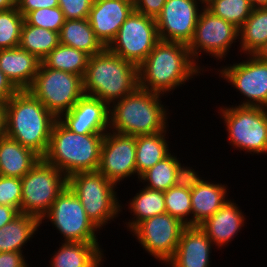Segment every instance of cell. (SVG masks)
Listing matches in <instances>:
<instances>
[{
  "label": "cell",
  "instance_id": "d6986e66",
  "mask_svg": "<svg viewBox=\"0 0 267 267\" xmlns=\"http://www.w3.org/2000/svg\"><path fill=\"white\" fill-rule=\"evenodd\" d=\"M213 243L200 226H186L169 267H210Z\"/></svg>",
  "mask_w": 267,
  "mask_h": 267
},
{
  "label": "cell",
  "instance_id": "2e32d148",
  "mask_svg": "<svg viewBox=\"0 0 267 267\" xmlns=\"http://www.w3.org/2000/svg\"><path fill=\"white\" fill-rule=\"evenodd\" d=\"M136 136L124 135L109 130L103 139L98 172L118 185L136 171Z\"/></svg>",
  "mask_w": 267,
  "mask_h": 267
},
{
  "label": "cell",
  "instance_id": "f1b7e54d",
  "mask_svg": "<svg viewBox=\"0 0 267 267\" xmlns=\"http://www.w3.org/2000/svg\"><path fill=\"white\" fill-rule=\"evenodd\" d=\"M239 51L254 55L267 41V7H257L239 28Z\"/></svg>",
  "mask_w": 267,
  "mask_h": 267
},
{
  "label": "cell",
  "instance_id": "7a4b0ae2",
  "mask_svg": "<svg viewBox=\"0 0 267 267\" xmlns=\"http://www.w3.org/2000/svg\"><path fill=\"white\" fill-rule=\"evenodd\" d=\"M57 118L28 90H19L6 102V136L43 158Z\"/></svg>",
  "mask_w": 267,
  "mask_h": 267
},
{
  "label": "cell",
  "instance_id": "8fae6325",
  "mask_svg": "<svg viewBox=\"0 0 267 267\" xmlns=\"http://www.w3.org/2000/svg\"><path fill=\"white\" fill-rule=\"evenodd\" d=\"M237 39H239L238 28L226 20L214 16L204 7L199 15L193 38L187 46L193 61L197 65L199 64L203 71H207L206 66L202 67L198 63L203 52L216 58L217 61L224 60L225 62L224 58L228 56L233 43L238 42Z\"/></svg>",
  "mask_w": 267,
  "mask_h": 267
},
{
  "label": "cell",
  "instance_id": "7c38bea8",
  "mask_svg": "<svg viewBox=\"0 0 267 267\" xmlns=\"http://www.w3.org/2000/svg\"><path fill=\"white\" fill-rule=\"evenodd\" d=\"M158 41L155 18L133 11L106 48L124 60L139 66Z\"/></svg>",
  "mask_w": 267,
  "mask_h": 267
},
{
  "label": "cell",
  "instance_id": "1f68e13d",
  "mask_svg": "<svg viewBox=\"0 0 267 267\" xmlns=\"http://www.w3.org/2000/svg\"><path fill=\"white\" fill-rule=\"evenodd\" d=\"M180 158L175 156V153H170L163 160L156 163L153 167L145 171L139 178L145 187L158 190L167 191L174 186L176 168L180 162ZM146 184V185H145Z\"/></svg>",
  "mask_w": 267,
  "mask_h": 267
},
{
  "label": "cell",
  "instance_id": "8992f818",
  "mask_svg": "<svg viewBox=\"0 0 267 267\" xmlns=\"http://www.w3.org/2000/svg\"><path fill=\"white\" fill-rule=\"evenodd\" d=\"M67 186L80 199L86 215L100 230L123 211L122 201L115 191L117 185L98 171L75 173L67 178Z\"/></svg>",
  "mask_w": 267,
  "mask_h": 267
},
{
  "label": "cell",
  "instance_id": "30bf717a",
  "mask_svg": "<svg viewBox=\"0 0 267 267\" xmlns=\"http://www.w3.org/2000/svg\"><path fill=\"white\" fill-rule=\"evenodd\" d=\"M46 219V220H45ZM50 221L64 238L62 242H98L100 229L86 215L80 199L66 186L53 202L41 224Z\"/></svg>",
  "mask_w": 267,
  "mask_h": 267
},
{
  "label": "cell",
  "instance_id": "7402d4cb",
  "mask_svg": "<svg viewBox=\"0 0 267 267\" xmlns=\"http://www.w3.org/2000/svg\"><path fill=\"white\" fill-rule=\"evenodd\" d=\"M51 255L49 267H101L104 249L99 242H61Z\"/></svg>",
  "mask_w": 267,
  "mask_h": 267
},
{
  "label": "cell",
  "instance_id": "bcb514c9",
  "mask_svg": "<svg viewBox=\"0 0 267 267\" xmlns=\"http://www.w3.org/2000/svg\"><path fill=\"white\" fill-rule=\"evenodd\" d=\"M254 56L267 63V41L259 48Z\"/></svg>",
  "mask_w": 267,
  "mask_h": 267
},
{
  "label": "cell",
  "instance_id": "5bb4252c",
  "mask_svg": "<svg viewBox=\"0 0 267 267\" xmlns=\"http://www.w3.org/2000/svg\"><path fill=\"white\" fill-rule=\"evenodd\" d=\"M238 63L221 66L217 74L244 96L239 106L267 108V63L254 55Z\"/></svg>",
  "mask_w": 267,
  "mask_h": 267
},
{
  "label": "cell",
  "instance_id": "ffe728a7",
  "mask_svg": "<svg viewBox=\"0 0 267 267\" xmlns=\"http://www.w3.org/2000/svg\"><path fill=\"white\" fill-rule=\"evenodd\" d=\"M233 199H229L218 211L200 224L213 245L222 250L236 238L246 223V215Z\"/></svg>",
  "mask_w": 267,
  "mask_h": 267
},
{
  "label": "cell",
  "instance_id": "7bdbcfd3",
  "mask_svg": "<svg viewBox=\"0 0 267 267\" xmlns=\"http://www.w3.org/2000/svg\"><path fill=\"white\" fill-rule=\"evenodd\" d=\"M19 90L6 77L4 72L0 69V102L6 103Z\"/></svg>",
  "mask_w": 267,
  "mask_h": 267
},
{
  "label": "cell",
  "instance_id": "5b68a950",
  "mask_svg": "<svg viewBox=\"0 0 267 267\" xmlns=\"http://www.w3.org/2000/svg\"><path fill=\"white\" fill-rule=\"evenodd\" d=\"M105 134H78L55 121L43 159L66 177L78 172L97 171Z\"/></svg>",
  "mask_w": 267,
  "mask_h": 267
},
{
  "label": "cell",
  "instance_id": "74e56055",
  "mask_svg": "<svg viewBox=\"0 0 267 267\" xmlns=\"http://www.w3.org/2000/svg\"><path fill=\"white\" fill-rule=\"evenodd\" d=\"M94 0H58L66 20L88 18Z\"/></svg>",
  "mask_w": 267,
  "mask_h": 267
},
{
  "label": "cell",
  "instance_id": "7dc6e473",
  "mask_svg": "<svg viewBox=\"0 0 267 267\" xmlns=\"http://www.w3.org/2000/svg\"><path fill=\"white\" fill-rule=\"evenodd\" d=\"M16 7L14 0H0V11L8 10Z\"/></svg>",
  "mask_w": 267,
  "mask_h": 267
},
{
  "label": "cell",
  "instance_id": "f35d334b",
  "mask_svg": "<svg viewBox=\"0 0 267 267\" xmlns=\"http://www.w3.org/2000/svg\"><path fill=\"white\" fill-rule=\"evenodd\" d=\"M198 170L195 171L190 165L179 162L176 168L175 183L174 186L178 188L193 190L204 178L198 174ZM200 175V176H199Z\"/></svg>",
  "mask_w": 267,
  "mask_h": 267
},
{
  "label": "cell",
  "instance_id": "277c9868",
  "mask_svg": "<svg viewBox=\"0 0 267 267\" xmlns=\"http://www.w3.org/2000/svg\"><path fill=\"white\" fill-rule=\"evenodd\" d=\"M139 87L138 66L107 48L90 56L83 77L84 94L109 106Z\"/></svg>",
  "mask_w": 267,
  "mask_h": 267
},
{
  "label": "cell",
  "instance_id": "60d3db41",
  "mask_svg": "<svg viewBox=\"0 0 267 267\" xmlns=\"http://www.w3.org/2000/svg\"><path fill=\"white\" fill-rule=\"evenodd\" d=\"M59 6L58 0H18L16 7L25 17L29 12L44 8H53Z\"/></svg>",
  "mask_w": 267,
  "mask_h": 267
},
{
  "label": "cell",
  "instance_id": "cb8c5ba5",
  "mask_svg": "<svg viewBox=\"0 0 267 267\" xmlns=\"http://www.w3.org/2000/svg\"><path fill=\"white\" fill-rule=\"evenodd\" d=\"M41 159L33 150L7 136L0 138V175L22 178Z\"/></svg>",
  "mask_w": 267,
  "mask_h": 267
},
{
  "label": "cell",
  "instance_id": "52a82bcc",
  "mask_svg": "<svg viewBox=\"0 0 267 267\" xmlns=\"http://www.w3.org/2000/svg\"><path fill=\"white\" fill-rule=\"evenodd\" d=\"M219 109L226 127L228 145L252 156L267 154V108L236 104L220 106Z\"/></svg>",
  "mask_w": 267,
  "mask_h": 267
},
{
  "label": "cell",
  "instance_id": "c3c4849f",
  "mask_svg": "<svg viewBox=\"0 0 267 267\" xmlns=\"http://www.w3.org/2000/svg\"><path fill=\"white\" fill-rule=\"evenodd\" d=\"M254 8L257 7H267V0H250Z\"/></svg>",
  "mask_w": 267,
  "mask_h": 267
},
{
  "label": "cell",
  "instance_id": "b9f144b4",
  "mask_svg": "<svg viewBox=\"0 0 267 267\" xmlns=\"http://www.w3.org/2000/svg\"><path fill=\"white\" fill-rule=\"evenodd\" d=\"M25 257L22 253L2 252L0 253V267H31Z\"/></svg>",
  "mask_w": 267,
  "mask_h": 267
},
{
  "label": "cell",
  "instance_id": "d4e9b609",
  "mask_svg": "<svg viewBox=\"0 0 267 267\" xmlns=\"http://www.w3.org/2000/svg\"><path fill=\"white\" fill-rule=\"evenodd\" d=\"M41 221L35 216L19 213L9 223L0 228V253H24L23 248L35 237Z\"/></svg>",
  "mask_w": 267,
  "mask_h": 267
},
{
  "label": "cell",
  "instance_id": "83f0119b",
  "mask_svg": "<svg viewBox=\"0 0 267 267\" xmlns=\"http://www.w3.org/2000/svg\"><path fill=\"white\" fill-rule=\"evenodd\" d=\"M139 189L133 198L129 200L128 209L134 216L125 222L128 231H131L143 220L166 213L164 192L147 188Z\"/></svg>",
  "mask_w": 267,
  "mask_h": 267
},
{
  "label": "cell",
  "instance_id": "4dcf8cb0",
  "mask_svg": "<svg viewBox=\"0 0 267 267\" xmlns=\"http://www.w3.org/2000/svg\"><path fill=\"white\" fill-rule=\"evenodd\" d=\"M89 58L86 52L59 43L41 62L48 68L84 77Z\"/></svg>",
  "mask_w": 267,
  "mask_h": 267
},
{
  "label": "cell",
  "instance_id": "f6af8a7d",
  "mask_svg": "<svg viewBox=\"0 0 267 267\" xmlns=\"http://www.w3.org/2000/svg\"><path fill=\"white\" fill-rule=\"evenodd\" d=\"M6 136V103L0 102V138Z\"/></svg>",
  "mask_w": 267,
  "mask_h": 267
},
{
  "label": "cell",
  "instance_id": "484cf974",
  "mask_svg": "<svg viewBox=\"0 0 267 267\" xmlns=\"http://www.w3.org/2000/svg\"><path fill=\"white\" fill-rule=\"evenodd\" d=\"M59 43L82 50L90 56L106 48L96 37L87 18L65 20L59 32Z\"/></svg>",
  "mask_w": 267,
  "mask_h": 267
},
{
  "label": "cell",
  "instance_id": "603a6c76",
  "mask_svg": "<svg viewBox=\"0 0 267 267\" xmlns=\"http://www.w3.org/2000/svg\"><path fill=\"white\" fill-rule=\"evenodd\" d=\"M227 186L204 178L191 190L192 226L202 224L230 199Z\"/></svg>",
  "mask_w": 267,
  "mask_h": 267
},
{
  "label": "cell",
  "instance_id": "ee69618b",
  "mask_svg": "<svg viewBox=\"0 0 267 267\" xmlns=\"http://www.w3.org/2000/svg\"><path fill=\"white\" fill-rule=\"evenodd\" d=\"M19 212L9 205H0V228L14 219Z\"/></svg>",
  "mask_w": 267,
  "mask_h": 267
},
{
  "label": "cell",
  "instance_id": "836d02e7",
  "mask_svg": "<svg viewBox=\"0 0 267 267\" xmlns=\"http://www.w3.org/2000/svg\"><path fill=\"white\" fill-rule=\"evenodd\" d=\"M166 213L192 226L191 190L172 186L164 191Z\"/></svg>",
  "mask_w": 267,
  "mask_h": 267
},
{
  "label": "cell",
  "instance_id": "8d00e7d4",
  "mask_svg": "<svg viewBox=\"0 0 267 267\" xmlns=\"http://www.w3.org/2000/svg\"><path fill=\"white\" fill-rule=\"evenodd\" d=\"M21 188V178L0 175V205H9L20 213Z\"/></svg>",
  "mask_w": 267,
  "mask_h": 267
},
{
  "label": "cell",
  "instance_id": "e575fe53",
  "mask_svg": "<svg viewBox=\"0 0 267 267\" xmlns=\"http://www.w3.org/2000/svg\"><path fill=\"white\" fill-rule=\"evenodd\" d=\"M23 22L17 7L0 11V50L19 47Z\"/></svg>",
  "mask_w": 267,
  "mask_h": 267
},
{
  "label": "cell",
  "instance_id": "ba28073f",
  "mask_svg": "<svg viewBox=\"0 0 267 267\" xmlns=\"http://www.w3.org/2000/svg\"><path fill=\"white\" fill-rule=\"evenodd\" d=\"M57 119L83 97V77L39 65L36 77L27 89Z\"/></svg>",
  "mask_w": 267,
  "mask_h": 267
},
{
  "label": "cell",
  "instance_id": "d590c367",
  "mask_svg": "<svg viewBox=\"0 0 267 267\" xmlns=\"http://www.w3.org/2000/svg\"><path fill=\"white\" fill-rule=\"evenodd\" d=\"M24 20L29 25L59 33L66 19L60 7L56 6L53 8L33 10L24 17Z\"/></svg>",
  "mask_w": 267,
  "mask_h": 267
},
{
  "label": "cell",
  "instance_id": "9c48e42d",
  "mask_svg": "<svg viewBox=\"0 0 267 267\" xmlns=\"http://www.w3.org/2000/svg\"><path fill=\"white\" fill-rule=\"evenodd\" d=\"M21 181L20 213L35 216L40 221L67 186L66 175L43 158L21 178Z\"/></svg>",
  "mask_w": 267,
  "mask_h": 267
},
{
  "label": "cell",
  "instance_id": "f546056e",
  "mask_svg": "<svg viewBox=\"0 0 267 267\" xmlns=\"http://www.w3.org/2000/svg\"><path fill=\"white\" fill-rule=\"evenodd\" d=\"M59 45V33L29 25L25 20L21 28L19 47L42 61Z\"/></svg>",
  "mask_w": 267,
  "mask_h": 267
},
{
  "label": "cell",
  "instance_id": "ac0fdd59",
  "mask_svg": "<svg viewBox=\"0 0 267 267\" xmlns=\"http://www.w3.org/2000/svg\"><path fill=\"white\" fill-rule=\"evenodd\" d=\"M133 11V0H94L87 19L96 37L107 47Z\"/></svg>",
  "mask_w": 267,
  "mask_h": 267
},
{
  "label": "cell",
  "instance_id": "e0dca14e",
  "mask_svg": "<svg viewBox=\"0 0 267 267\" xmlns=\"http://www.w3.org/2000/svg\"><path fill=\"white\" fill-rule=\"evenodd\" d=\"M58 120L78 134H106L109 131V105L100 99L84 95Z\"/></svg>",
  "mask_w": 267,
  "mask_h": 267
},
{
  "label": "cell",
  "instance_id": "3957f363",
  "mask_svg": "<svg viewBox=\"0 0 267 267\" xmlns=\"http://www.w3.org/2000/svg\"><path fill=\"white\" fill-rule=\"evenodd\" d=\"M164 96L138 87L113 102L109 106V130L132 136L164 132L169 127L170 114L162 104Z\"/></svg>",
  "mask_w": 267,
  "mask_h": 267
},
{
  "label": "cell",
  "instance_id": "4fadbf2b",
  "mask_svg": "<svg viewBox=\"0 0 267 267\" xmlns=\"http://www.w3.org/2000/svg\"><path fill=\"white\" fill-rule=\"evenodd\" d=\"M186 225L168 213L147 218L130 232L146 253L161 264H166L175 254Z\"/></svg>",
  "mask_w": 267,
  "mask_h": 267
},
{
  "label": "cell",
  "instance_id": "9a60e30c",
  "mask_svg": "<svg viewBox=\"0 0 267 267\" xmlns=\"http://www.w3.org/2000/svg\"><path fill=\"white\" fill-rule=\"evenodd\" d=\"M204 7V0H166L155 19L159 40L188 45Z\"/></svg>",
  "mask_w": 267,
  "mask_h": 267
},
{
  "label": "cell",
  "instance_id": "4316f807",
  "mask_svg": "<svg viewBox=\"0 0 267 267\" xmlns=\"http://www.w3.org/2000/svg\"><path fill=\"white\" fill-rule=\"evenodd\" d=\"M167 131L168 128L164 132L136 136L135 156L138 181L145 171L171 153L169 148L170 144H168L169 137L167 138Z\"/></svg>",
  "mask_w": 267,
  "mask_h": 267
},
{
  "label": "cell",
  "instance_id": "ab89813d",
  "mask_svg": "<svg viewBox=\"0 0 267 267\" xmlns=\"http://www.w3.org/2000/svg\"><path fill=\"white\" fill-rule=\"evenodd\" d=\"M133 2L134 11L156 19L166 0H133Z\"/></svg>",
  "mask_w": 267,
  "mask_h": 267
},
{
  "label": "cell",
  "instance_id": "d6a6232c",
  "mask_svg": "<svg viewBox=\"0 0 267 267\" xmlns=\"http://www.w3.org/2000/svg\"><path fill=\"white\" fill-rule=\"evenodd\" d=\"M205 8L214 16L226 20L238 29L254 9L250 0H206Z\"/></svg>",
  "mask_w": 267,
  "mask_h": 267
},
{
  "label": "cell",
  "instance_id": "6da1fadb",
  "mask_svg": "<svg viewBox=\"0 0 267 267\" xmlns=\"http://www.w3.org/2000/svg\"><path fill=\"white\" fill-rule=\"evenodd\" d=\"M201 72L203 70L193 61L187 44L159 40L138 66L139 87L167 97L192 78L202 75Z\"/></svg>",
  "mask_w": 267,
  "mask_h": 267
},
{
  "label": "cell",
  "instance_id": "44dd1931",
  "mask_svg": "<svg viewBox=\"0 0 267 267\" xmlns=\"http://www.w3.org/2000/svg\"><path fill=\"white\" fill-rule=\"evenodd\" d=\"M41 61L20 47L0 50V69L18 90L33 83Z\"/></svg>",
  "mask_w": 267,
  "mask_h": 267
}]
</instances>
